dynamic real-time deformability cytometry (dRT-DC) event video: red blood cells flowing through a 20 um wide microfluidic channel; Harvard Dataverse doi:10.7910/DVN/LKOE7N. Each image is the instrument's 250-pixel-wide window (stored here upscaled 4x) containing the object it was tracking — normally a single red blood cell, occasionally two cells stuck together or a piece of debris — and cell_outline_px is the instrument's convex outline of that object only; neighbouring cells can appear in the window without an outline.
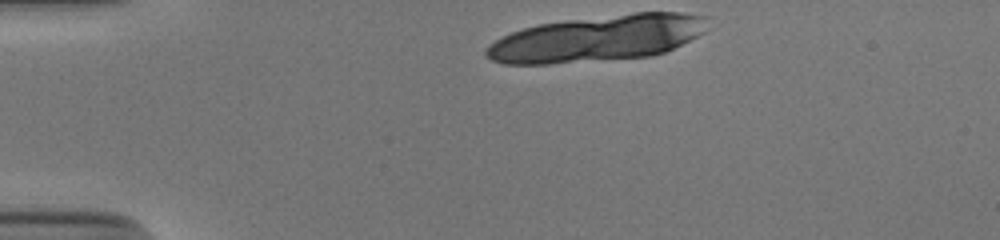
{"species": "human", "species_latin": "Homo sapiens", "temperature_condition": "cold", "stored_images_in_passage": 10, "camera_frame_rate_fps": 3000, "um_per_image_px": 0.085, "donor": {"sex": "male"}, "frame": {"image": 1, "passage_image": 1, "time_ms": 0.0, "image_size_px": [1000, 240], "cell_outline_px": [[708, 16], [704, 32], [664, 52], [652, 56], [548, 64], [504, 64], [488, 60], [484, 56], [484, 48], [488, 44], [512, 32], [536, 24], [632, 12], [680, 12]], "centroid_in_image_um": [50.72, 3.26], "position_along_channel_um": 34.3, "area_um2": 59.53}}